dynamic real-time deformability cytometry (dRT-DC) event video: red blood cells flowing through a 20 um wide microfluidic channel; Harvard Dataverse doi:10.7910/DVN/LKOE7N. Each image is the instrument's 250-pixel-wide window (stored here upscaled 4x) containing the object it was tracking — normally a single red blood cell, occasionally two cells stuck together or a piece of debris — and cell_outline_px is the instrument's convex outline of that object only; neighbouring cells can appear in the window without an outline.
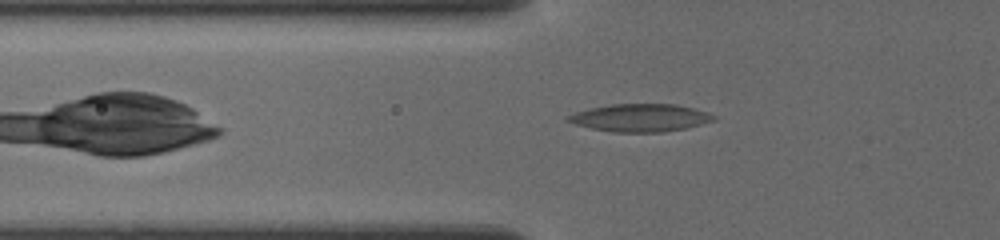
{"species": "common noctule bat (a hibernating species)", "species_latin": "Nyctalus noctula", "temperature_condition": "cold", "stored_images_in_passage": 28, "camera_frame_rate_fps": 3000, "um_per_image_px": 0.085, "animal": {"sex": "female", "body_mass_g": 19.5, "forearm_length_mm": 54.1}, "frame": {"image": 1, "passage_image": 3, "time_ms": 0.667, "image_size_px": [1000, 240], "cell_outline_px": [[716, 120], [688, 128], [664, 132], [616, 132], [592, 128], [576, 124], [564, 120], [564, 116], [576, 112], [592, 108], [612, 104], [676, 104], [708, 112], [716, 116]], "centroid_in_image_um": [54.45, 10.01], "position_along_channel_um": 71.3, "area_um2": 23.52}}
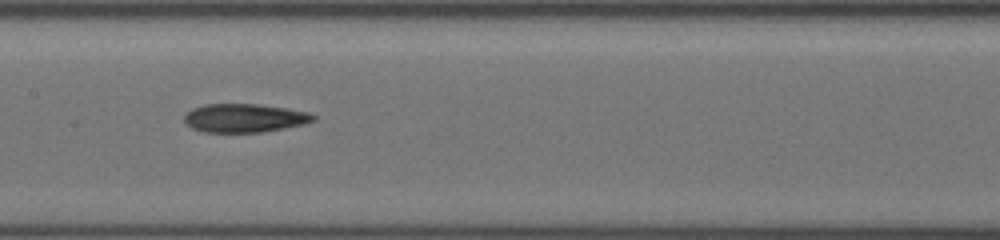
{"frame": {"image": 2, "passage_image": 17, "time_ms": 3.667, "image_size_px": [1000, 240], "cell_outline_px": [[316, 120], [300, 124], [260, 132], [204, 132], [192, 128], [184, 120], [184, 116], [192, 108], [204, 104], [256, 104], [284, 108], [308, 112], [316, 116]], "centroid_in_image_um": [20.73, 10.02], "position_along_channel_um": 186.7, "area_um2": 21.1}}
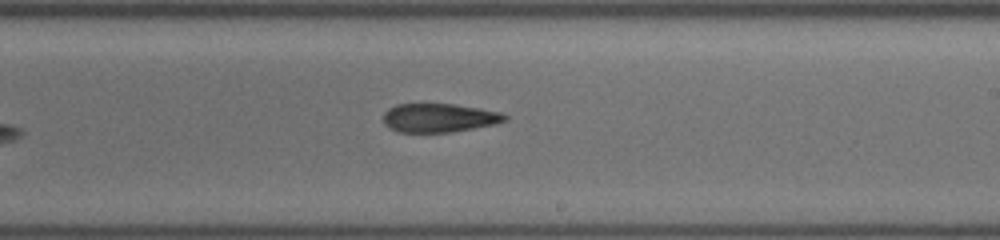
{"frame": {"image": 3, "passage_image": 25, "time_ms": 5.333, "image_size_px": [1000, 240], "cell_outline_px": [[508, 120], [496, 124], [452, 132], [400, 132], [384, 124], [384, 112], [388, 108], [396, 104], [456, 104], [480, 108], [500, 112], [508, 116]], "centroid_in_image_um": [37.36, 10.01], "position_along_channel_um": 251.6, "area_um2": 20.4}}